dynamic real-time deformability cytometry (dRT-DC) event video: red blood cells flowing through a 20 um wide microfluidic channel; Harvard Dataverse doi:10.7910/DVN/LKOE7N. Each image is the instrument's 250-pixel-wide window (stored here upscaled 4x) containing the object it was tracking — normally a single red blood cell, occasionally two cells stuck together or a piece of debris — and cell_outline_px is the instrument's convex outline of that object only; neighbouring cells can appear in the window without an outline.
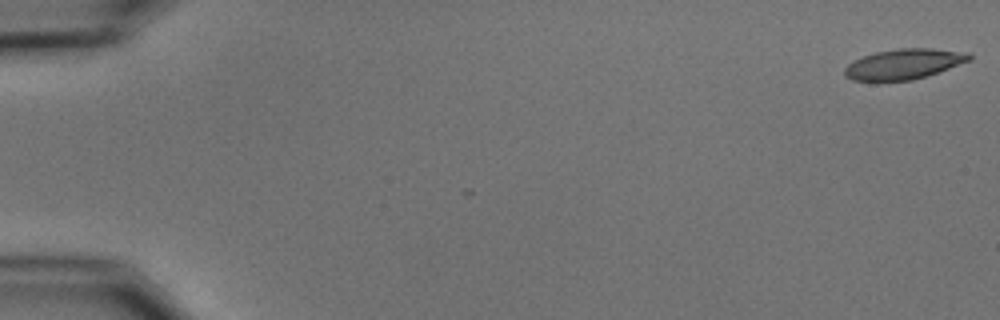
{"species": "common noctule bat (a hibernating species)", "species_latin": "Nyctalus noctula", "temperature_condition": "cold", "stored_images_in_passage": 5, "camera_frame_rate_fps": 3000, "um_per_image_px": 0.085, "animal": {"sex": "male", "body_mass_g": 15.6}, "frame": {"image": 1, "passage_image": 1, "time_ms": 0.0, "image_size_px": [1000, 320], "cell_outline_px": [[972, 60], [912, 80], [852, 80], [844, 76], [844, 68], [848, 64], [864, 56], [876, 52], [900, 48], [932, 48], [968, 52], [972, 56]], "centroid_in_image_um": [76.85, 5.43], "position_along_channel_um": 8.2, "area_um2": 21.68}}
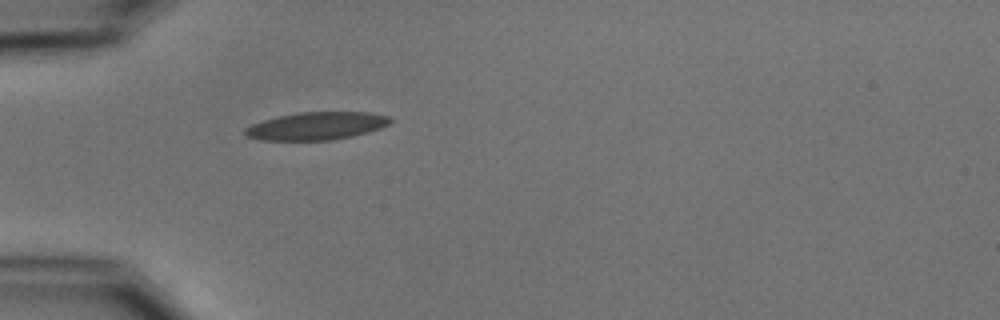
{"frame": {"image": 2, "passage_image": 5, "time_ms": 5.333, "image_size_px": [1000, 320], "cell_outline_px": [[392, 120], [388, 124], [380, 128], [352, 136], [332, 140], [260, 140], [248, 136], [244, 132], [244, 128], [252, 124], [264, 120], [296, 112], [372, 112], [388, 116]], "centroid_in_image_um": [26.9, 10.7], "position_along_channel_um": 58.1, "area_um2": 23.35}}